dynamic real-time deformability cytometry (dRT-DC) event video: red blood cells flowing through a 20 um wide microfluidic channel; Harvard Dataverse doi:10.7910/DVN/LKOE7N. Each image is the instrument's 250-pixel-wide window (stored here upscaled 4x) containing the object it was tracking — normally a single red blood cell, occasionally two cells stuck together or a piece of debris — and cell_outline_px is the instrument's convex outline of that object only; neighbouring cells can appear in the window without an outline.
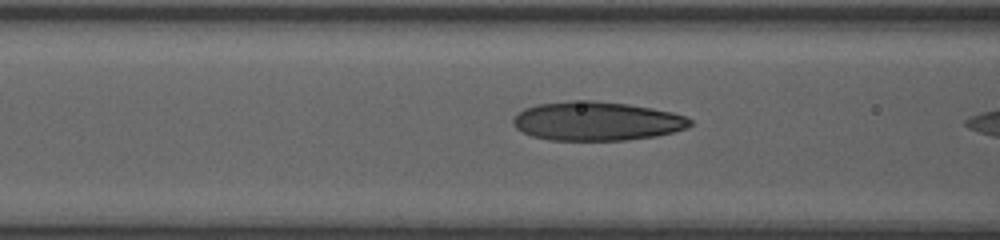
{"species": "human", "species_latin": "Homo sapiens", "temperature_condition": "room temperature", "stored_images_in_passage": 18, "camera_frame_rate_fps": 3000, "um_per_image_px": 0.085, "donor": {"sex": "female"}, "frame": {"image": 1, "passage_image": 15, "time_ms": 5.0, "image_size_px": [1000, 240], "cell_outline_px": [[692, 124], [688, 128], [656, 136], [628, 140], [548, 140], [532, 136], [516, 128], [512, 124], [512, 120], [524, 108], [536, 104], [572, 100], [592, 100], [628, 104], [652, 108], [672, 112], [684, 116], [692, 120]], "centroid_in_image_um": [50.72, 10.29], "position_along_channel_um": 115.9, "area_um2": 40.29}}
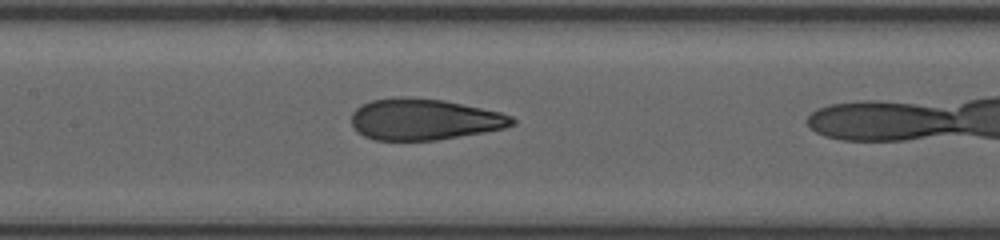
{"frame": {"image": 2, "passage_image": 17, "time_ms": 6.333, "image_size_px": [1000, 240], "cell_outline_px": [[516, 124], [504, 128], [484, 132], [436, 140], [376, 140], [364, 136], [356, 132], [352, 124], [352, 112], [356, 108], [372, 100], [444, 100], [500, 112], [512, 116], [516, 120]], "centroid_in_image_um": [36.1, 10.19], "position_along_channel_um": 171.3, "area_um2": 37.57}}